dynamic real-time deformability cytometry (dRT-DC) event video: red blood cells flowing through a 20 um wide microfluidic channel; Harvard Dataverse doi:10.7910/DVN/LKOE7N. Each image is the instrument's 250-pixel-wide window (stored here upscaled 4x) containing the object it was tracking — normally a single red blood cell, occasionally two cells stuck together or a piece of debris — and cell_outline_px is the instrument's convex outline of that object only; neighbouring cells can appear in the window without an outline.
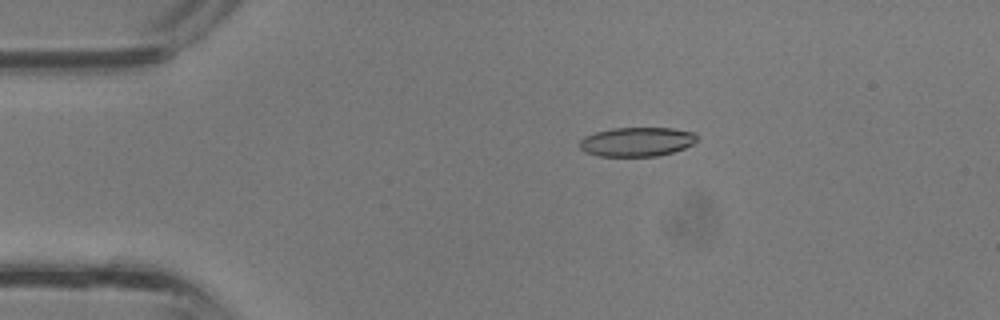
{"species": "common noctule bat (a hibernating species)", "species_latin": "Nyctalus noctula", "temperature_condition": "room temperature", "stored_images_in_passage": 36, "camera_frame_rate_fps": 3000, "um_per_image_px": 0.085, "animal": {"sex": "male", "body_mass_g": 13.3}, "frame": {"image": 1, "passage_image": 7, "time_ms": 2.0, "image_size_px": [1000, 320], "cell_outline_px": [[700, 136], [692, 144], [684, 148], [660, 156], [596, 156], [584, 152], [580, 148], [580, 140], [584, 136], [596, 132], [612, 128], [672, 128], [696, 132]], "centroid_in_image_um": [54.15, 12.05], "position_along_channel_um": 30.9, "area_um2": 20.17}}
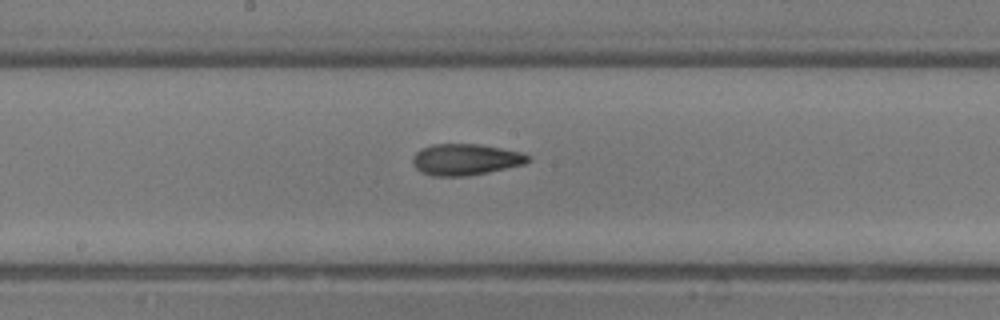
{"frame": {"image": 2, "passage_image": 19, "time_ms": 6.0, "image_size_px": [1000, 320], "cell_outline_px": [[528, 160], [524, 164], [488, 172], [468, 176], [432, 176], [420, 172], [416, 168], [412, 160], [412, 156], [420, 148], [432, 144], [480, 144], [520, 152], [528, 156]], "centroid_in_image_um": [39.5, 13.56], "position_along_channel_um": 208.7, "area_um2": 20.98}}
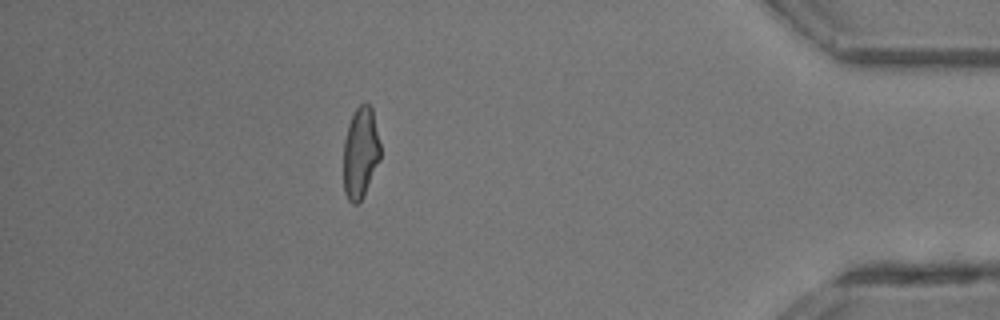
{"frame": {"image": 3, "passage_image": 32, "time_ms": 10.333, "image_size_px": [1000, 320], "cell_outline_px": [[380, 160], [360, 200], [356, 204], [352, 204], [348, 200], [344, 192], [344, 140], [348, 124], [356, 108], [360, 104], [368, 104], [372, 108], [380, 144]], "centroid_in_image_um": [30.63, 12.97], "position_along_channel_um": 404.6, "area_um2": 19.31}}